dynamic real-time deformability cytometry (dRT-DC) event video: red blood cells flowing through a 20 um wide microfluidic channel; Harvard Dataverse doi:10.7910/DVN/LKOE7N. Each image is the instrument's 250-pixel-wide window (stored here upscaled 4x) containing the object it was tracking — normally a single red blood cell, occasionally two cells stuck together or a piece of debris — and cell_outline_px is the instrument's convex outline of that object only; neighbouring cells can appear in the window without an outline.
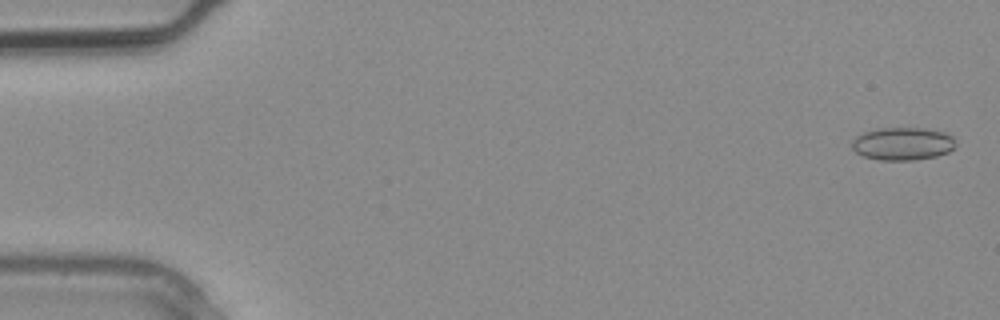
{"species": "common noctule bat (a hibernating species)", "species_latin": "Nyctalus noctula", "temperature_condition": "warm", "stored_images_in_passage": 4, "camera_frame_rate_fps": 3000, "um_per_image_px": 0.085, "animal": {"sex": "male", "body_mass_g": 20.4}, "frame": {"image": 1, "passage_image": 1, "time_ms": 0.0, "image_size_px": [1000, 320], "cell_outline_px": [[956, 144], [948, 152], [936, 156], [912, 160], [880, 160], [864, 156], [856, 152], [852, 148], [852, 140], [860, 132], [876, 128], [924, 128], [944, 132], [952, 136]], "centroid_in_image_um": [76.69, 12.2], "position_along_channel_um": 8.3, "area_um2": 19.94}}